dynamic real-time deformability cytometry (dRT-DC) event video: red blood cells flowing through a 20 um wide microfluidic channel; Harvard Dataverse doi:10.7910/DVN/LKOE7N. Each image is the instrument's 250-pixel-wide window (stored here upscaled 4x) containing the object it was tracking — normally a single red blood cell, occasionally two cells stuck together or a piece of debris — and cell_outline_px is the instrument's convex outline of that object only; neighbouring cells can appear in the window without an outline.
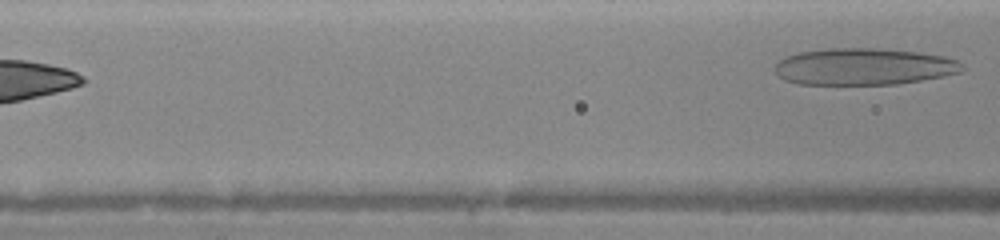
{"species": "human", "species_latin": "Homo sapiens", "temperature_condition": "warm", "stored_images_in_passage": 13, "segment_of_instrument_passage": [2, 2], "camera_frame_rate_fps": 3000, "um_per_image_px": 0.085, "donor": {"sex": "female"}, "frame": {"image": 1, "passage_image": 13, "time_ms": 5.333, "image_size_px": [1000, 240], "cell_outline_px": [[964, 68], [960, 72], [944, 76], [896, 84], [800, 84], [784, 80], [776, 72], [776, 64], [784, 56], [800, 52], [832, 48], [872, 48], [916, 52], [944, 56], [960, 60], [964, 64]], "centroid_in_image_um": [73.45, 5.66], "position_along_channel_um": 93.1, "area_um2": 40.0}}